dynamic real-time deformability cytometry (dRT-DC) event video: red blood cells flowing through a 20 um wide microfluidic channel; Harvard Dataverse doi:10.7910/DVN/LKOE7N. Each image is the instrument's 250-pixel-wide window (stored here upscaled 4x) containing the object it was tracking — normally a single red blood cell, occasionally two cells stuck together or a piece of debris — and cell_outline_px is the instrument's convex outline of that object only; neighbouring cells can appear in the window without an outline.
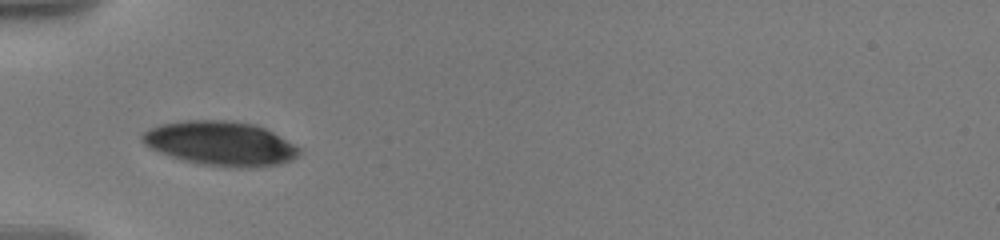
{"species": "human", "species_latin": "Homo sapiens", "temperature_condition": "warm", "stored_images_in_passage": 42, "camera_frame_rate_fps": 3000, "um_per_image_px": 0.085, "donor": {"sex": "male"}, "frame": {"image": 1, "passage_image": 1, "time_ms": 0.0, "image_size_px": [1000, 240], "cell_outline_px": [[300, 152], [292, 160], [280, 164], [256, 168], [224, 168], [200, 164], [184, 160], [160, 152], [144, 144], [140, 140], [140, 136], [144, 132], [160, 124], [188, 120], [224, 120], [252, 124], [264, 128], [272, 132], [300, 148]], "centroid_in_image_um": [18.75, 12.22], "position_along_channel_um": 66.3, "area_um2": 40.46}}
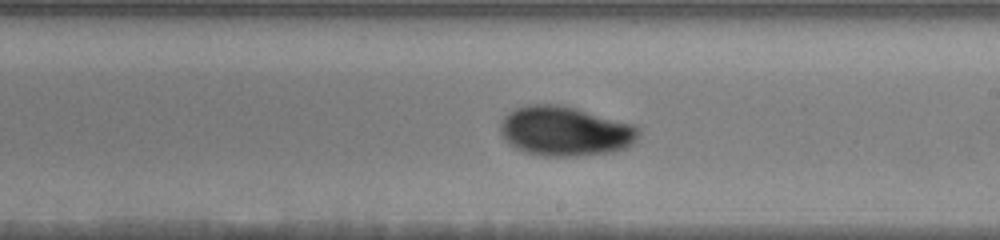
{"frame": {"image": 2, "passage_image": 23, "time_ms": 5.0, "image_size_px": [1000, 240], "cell_outline_px": [[640, 136], [632, 144], [624, 148], [612, 152], [576, 156], [544, 156], [528, 152], [516, 148], [508, 144], [500, 132], [500, 120], [508, 112], [516, 108], [528, 104], [560, 104], [576, 108], [636, 124], [640, 128]], "centroid_in_image_um": [48.05, 11.13], "position_along_channel_um": 240.9, "area_um2": 40.4}}
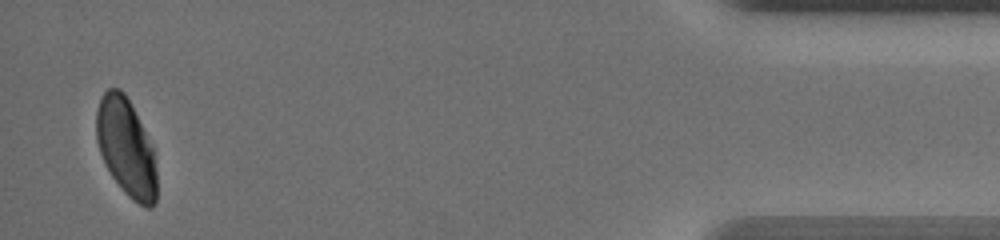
{"frame": {"image": 3, "passage_image": 42, "time_ms": 12.0, "image_size_px": [1000, 240], "cell_outline_px": [[156, 200], [152, 208], [144, 208], [132, 200], [124, 192], [112, 176], [100, 152], [96, 140], [96, 112], [100, 100], [104, 92], [108, 88], [120, 88], [124, 92], [152, 148], [156, 168]], "centroid_in_image_um": [10.71, 12.57], "position_along_channel_um": 424.5, "area_um2": 33.81}, "authors_computed_cell_mechanics": {"area_um2": 40.4022, "velocity_mm_per_s": 3.5672, "shape_relaxation_time_tau1_ms": 5.9922, "shape_relaxation_time_tau2_ms": 1.3602, "deformation_change_tau1": 0.1396, "deformation_change_tau2": 0.0327}}